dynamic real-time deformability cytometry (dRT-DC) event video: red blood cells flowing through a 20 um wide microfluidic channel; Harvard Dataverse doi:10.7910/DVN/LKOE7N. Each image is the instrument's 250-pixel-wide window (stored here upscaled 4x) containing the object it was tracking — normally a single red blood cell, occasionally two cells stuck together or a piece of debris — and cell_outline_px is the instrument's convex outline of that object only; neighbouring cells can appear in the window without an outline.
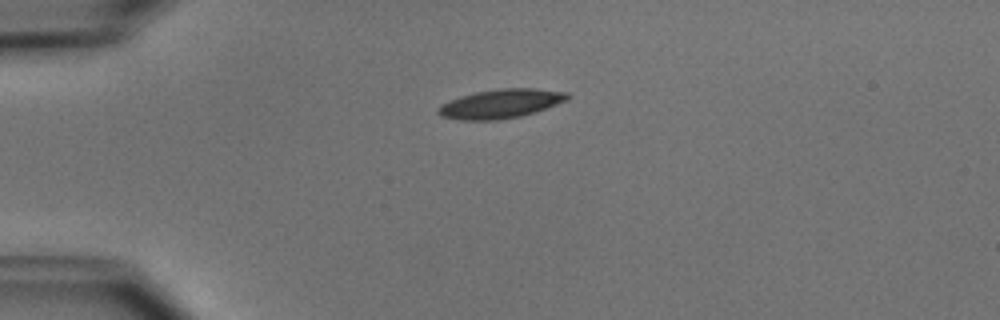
{"species": "common noctule bat (a hibernating species)", "species_latin": "Nyctalus noctula", "temperature_condition": "cold", "stored_images_in_passage": 2, "camera_frame_rate_fps": 3000, "um_per_image_px": 0.085, "animal": {"sex": "male", "body_mass_g": 15.6}, "frame": {"image": 1, "passage_image": 1, "time_ms": 0.0, "image_size_px": [1000, 320], "cell_outline_px": [[572, 96], [568, 100], [536, 112], [520, 116], [500, 120], [460, 120], [440, 116], [436, 112], [436, 108], [440, 104], [448, 100], [460, 96], [476, 92], [500, 88], [536, 88], [568, 92]], "centroid_in_image_um": [42.56, 8.81], "position_along_channel_um": 42.4, "area_um2": 22.25}}